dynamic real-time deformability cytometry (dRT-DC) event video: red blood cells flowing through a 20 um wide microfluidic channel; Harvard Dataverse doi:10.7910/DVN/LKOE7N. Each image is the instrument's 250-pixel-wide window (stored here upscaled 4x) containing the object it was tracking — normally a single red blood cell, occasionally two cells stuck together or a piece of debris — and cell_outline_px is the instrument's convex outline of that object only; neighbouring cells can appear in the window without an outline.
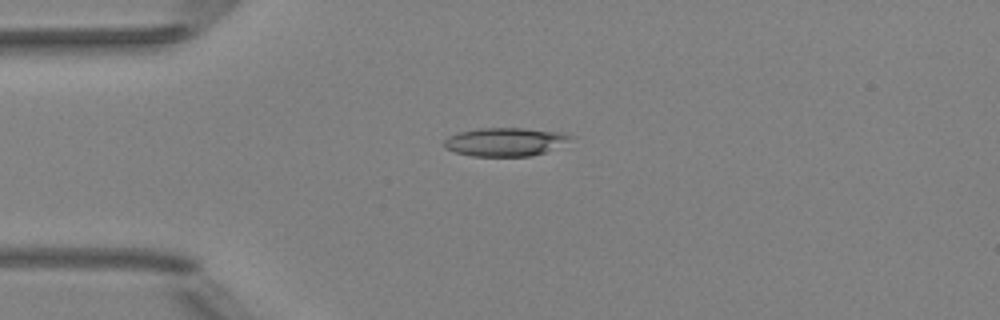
{"species": "Egyptian fruit bat (a non-hibernating species)", "species_latin": "Rousettus aegyptiacus", "temperature_condition": "room temperature", "stored_images_in_passage": 5, "camera_frame_rate_fps": 3000, "um_per_image_px": 0.085, "animal": {"sex": "female"}, "frame": {"image": 1, "passage_image": 3, "time_ms": 0.667, "image_size_px": [1000, 320], "cell_outline_px": [[572, 136], [544, 152], [532, 156], [472, 156], [456, 152], [444, 148], [444, 140], [448, 136], [460, 132], [480, 128], [520, 128], [564, 132]], "centroid_in_image_um": [42.84, 12.05], "position_along_channel_um": 42.2, "area_um2": 20.46}}
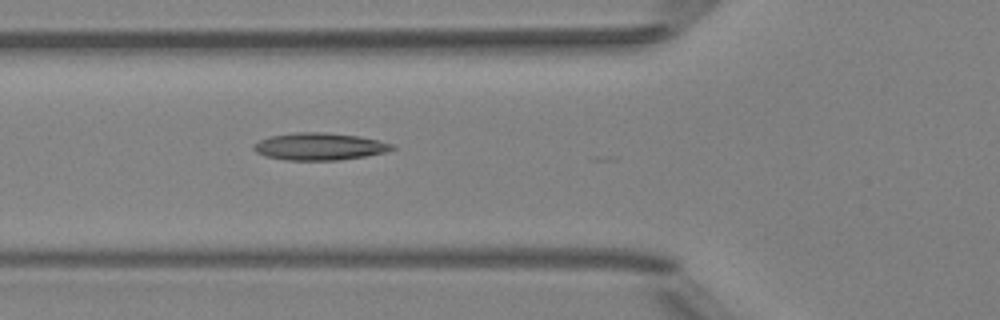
{"frame": {"image": 2, "passage_image": 5, "time_ms": 1.333, "image_size_px": [1000, 320], "cell_outline_px": [[396, 148], [384, 152], [364, 156], [340, 160], [284, 160], [264, 156], [256, 152], [252, 148], [252, 144], [268, 136], [296, 132], [324, 132], [360, 136], [392, 144]], "centroid_in_image_um": [27.09, 12.45], "position_along_channel_um": 98.7, "area_um2": 22.02}}